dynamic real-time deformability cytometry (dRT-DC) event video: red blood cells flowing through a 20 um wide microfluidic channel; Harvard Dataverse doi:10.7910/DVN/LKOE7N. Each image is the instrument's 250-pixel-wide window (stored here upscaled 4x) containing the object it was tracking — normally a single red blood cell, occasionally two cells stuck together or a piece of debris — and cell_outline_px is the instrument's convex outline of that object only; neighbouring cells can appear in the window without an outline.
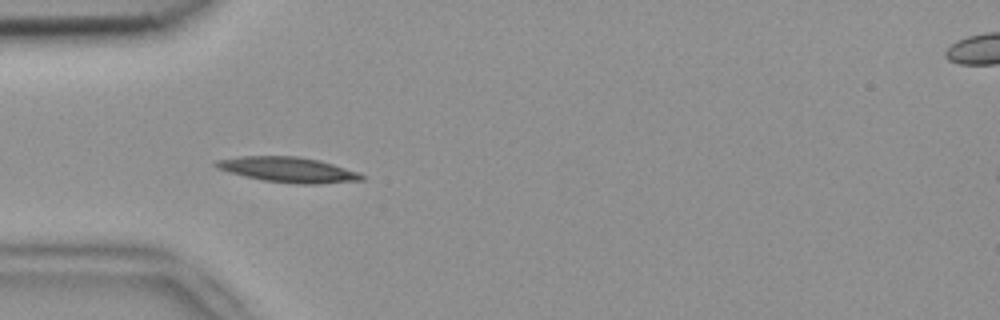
{"species": "common noctule bat (a hibernating species)", "species_latin": "Nyctalus noctula", "temperature_condition": "room temperature", "stored_images_in_passage": 6, "camera_frame_rate_fps": 3000, "um_per_image_px": 0.085, "animal": {"sex": "female", "body_mass_g": 18.4}, "frame": {"image": 1, "passage_image": 5, "time_ms": 1.333, "image_size_px": [1000, 320], "cell_outline_px": [[364, 180], [320, 184], [296, 184], [264, 180], [244, 176], [228, 172], [216, 168], [212, 164], [216, 160], [240, 156], [296, 156], [320, 160], [360, 172], [364, 176]], "centroid_in_image_um": [24.49, 14.42], "position_along_channel_um": 60.5, "area_um2": 21.62}}